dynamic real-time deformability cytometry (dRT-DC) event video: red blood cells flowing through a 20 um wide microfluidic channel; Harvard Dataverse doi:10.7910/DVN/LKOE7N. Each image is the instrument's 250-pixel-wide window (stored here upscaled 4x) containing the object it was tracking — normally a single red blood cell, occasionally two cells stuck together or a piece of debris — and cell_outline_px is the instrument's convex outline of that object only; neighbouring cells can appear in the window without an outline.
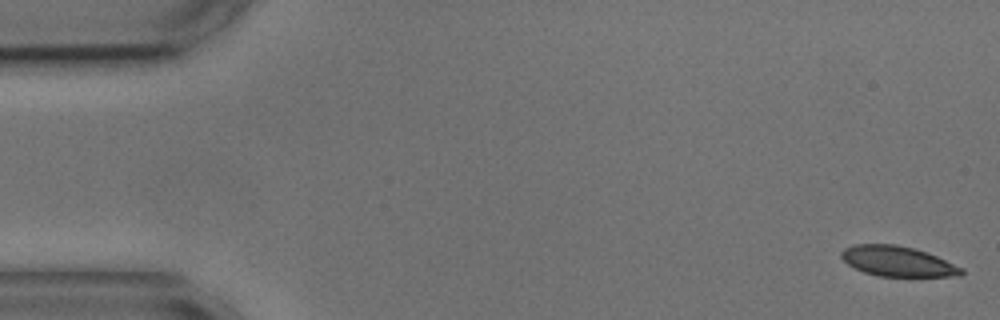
{"species": "common noctule bat (a hibernating species)", "species_latin": "Nyctalus noctula", "temperature_condition": "cold", "stored_images_in_passage": 27, "camera_frame_rate_fps": 3000, "um_per_image_px": 0.085, "animal": {"sex": "male", "body_mass_g": 17.9, "forearm_length_mm": 54.2}, "frame": {"image": 1, "passage_image": 1, "time_ms": 0.0, "image_size_px": [1000, 320], "cell_outline_px": [[964, 272], [960, 276], [876, 276], [864, 272], [848, 264], [840, 256], [840, 252], [844, 248], [856, 244], [896, 244], [916, 248], [928, 252], [964, 268]], "centroid_in_image_um": [76.32, 22.2], "position_along_channel_um": 8.7, "area_um2": 21.27}}
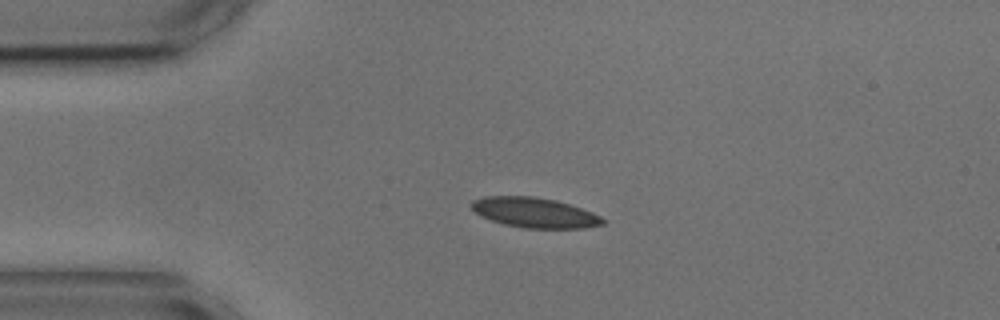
{"frame": {"image": 2, "passage_image": 12, "time_ms": 3.667, "image_size_px": [1000, 320], "cell_outline_px": [[608, 220], [604, 224], [584, 228], [524, 228], [504, 224], [480, 216], [468, 204], [472, 200], [484, 196], [532, 196], [556, 200], [592, 212]], "centroid_in_image_um": [45.43, 18.07], "position_along_channel_um": 39.6, "area_um2": 23.06}}